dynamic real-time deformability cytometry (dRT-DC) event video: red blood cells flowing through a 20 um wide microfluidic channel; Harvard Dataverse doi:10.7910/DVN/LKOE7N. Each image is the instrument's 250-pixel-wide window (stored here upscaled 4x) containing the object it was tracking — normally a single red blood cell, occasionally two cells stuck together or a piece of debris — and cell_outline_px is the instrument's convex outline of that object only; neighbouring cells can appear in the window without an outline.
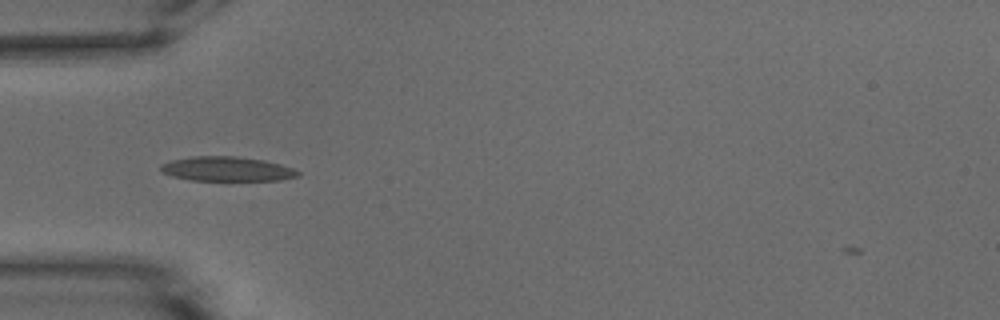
{"species": "common noctule bat (a hibernating species)", "species_latin": "Nyctalus noctula", "temperature_condition": "warm", "stored_images_in_passage": 39, "camera_frame_rate_fps": 3000, "um_per_image_px": 0.085, "animal": {"sex": "male", "body_mass_g": 15.6}, "frame": {"image": 1, "passage_image": 3, "time_ms": 0.667, "image_size_px": [1000, 320], "cell_outline_px": [[300, 176], [280, 180], [192, 180], [172, 176], [164, 172], [160, 168], [160, 164], [172, 160], [192, 156], [236, 156], [264, 160], [280, 164], [292, 168], [300, 172]], "centroid_in_image_um": [19.31, 14.35], "position_along_channel_um": 65.7, "area_um2": 19.48}}
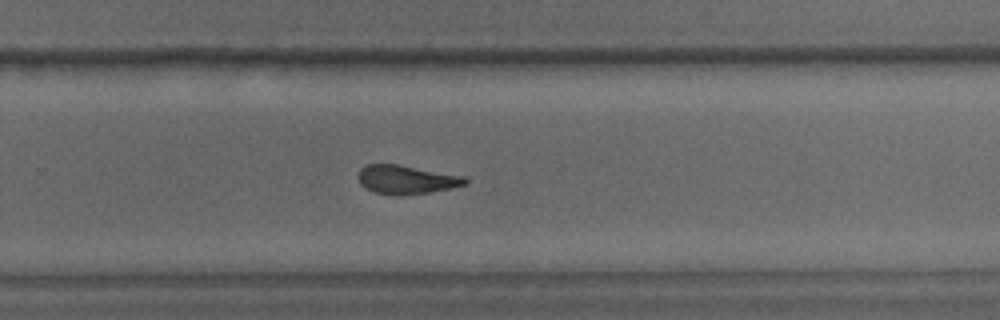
{"frame": {"image": 2, "passage_image": 21, "time_ms": 6.667, "image_size_px": [1000, 320], "cell_outline_px": [[468, 184], [452, 188], [428, 192], [400, 196], [376, 192], [360, 184], [356, 176], [360, 168], [368, 164], [400, 164], [464, 176], [468, 180]], "centroid_in_image_um": [34.54, 15.25], "position_along_channel_um": 295.3, "area_um2": 18.03}}
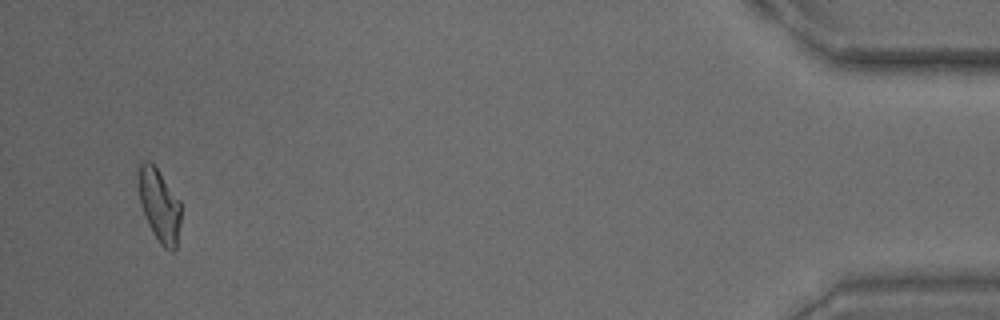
{"frame": {"image": 3, "passage_image": 37, "time_ms": 12.0, "image_size_px": [1000, 320], "cell_outline_px": [[180, 224], [176, 248], [172, 252], [164, 248], [160, 244], [152, 232], [144, 216], [140, 204], [136, 184], [136, 164], [144, 160], [152, 160], [180, 200]], "centroid_in_image_um": [13.48, 17.35], "position_along_channel_um": 421.7, "area_um2": 18.96}, "authors_computed_cell_mechanics": {"area_um2": 18.496, "velocity_mm_per_s": 3.8328, "shape_relaxation_time_tau1_ms": 10.6658, "shape_relaxation_time_tau2_ms": 2.7696, "deformation_change_tau1": 0.254, "deformation_change_tau2": 0.1133}}